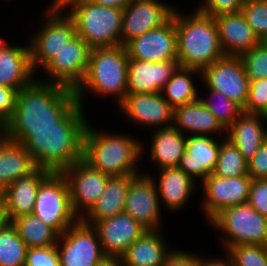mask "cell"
<instances>
[{"instance_id": "cell-5", "label": "cell", "mask_w": 267, "mask_h": 266, "mask_svg": "<svg viewBox=\"0 0 267 266\" xmlns=\"http://www.w3.org/2000/svg\"><path fill=\"white\" fill-rule=\"evenodd\" d=\"M128 61L125 45L90 50L87 73L75 90L77 101L84 109L89 92L90 96L94 93L101 99H114L116 107L124 101L128 86Z\"/></svg>"}, {"instance_id": "cell-26", "label": "cell", "mask_w": 267, "mask_h": 266, "mask_svg": "<svg viewBox=\"0 0 267 266\" xmlns=\"http://www.w3.org/2000/svg\"><path fill=\"white\" fill-rule=\"evenodd\" d=\"M149 148L142 142V156L149 154L151 164L156 170L166 167H177L181 155L186 149L187 136L173 125L167 128L153 129ZM145 145V146H144ZM146 149L148 152H146ZM145 152V153H144Z\"/></svg>"}, {"instance_id": "cell-27", "label": "cell", "mask_w": 267, "mask_h": 266, "mask_svg": "<svg viewBox=\"0 0 267 266\" xmlns=\"http://www.w3.org/2000/svg\"><path fill=\"white\" fill-rule=\"evenodd\" d=\"M52 172L37 168L29 176H25L6 187L4 208L10 222L22 215L33 213L40 184Z\"/></svg>"}, {"instance_id": "cell-14", "label": "cell", "mask_w": 267, "mask_h": 266, "mask_svg": "<svg viewBox=\"0 0 267 266\" xmlns=\"http://www.w3.org/2000/svg\"><path fill=\"white\" fill-rule=\"evenodd\" d=\"M124 120L137 127L153 130L173 125V108L161 92L149 94H126L117 106Z\"/></svg>"}, {"instance_id": "cell-18", "label": "cell", "mask_w": 267, "mask_h": 266, "mask_svg": "<svg viewBox=\"0 0 267 266\" xmlns=\"http://www.w3.org/2000/svg\"><path fill=\"white\" fill-rule=\"evenodd\" d=\"M73 211L81 218L99 199L110 176L91 167L83 159L66 168Z\"/></svg>"}, {"instance_id": "cell-9", "label": "cell", "mask_w": 267, "mask_h": 266, "mask_svg": "<svg viewBox=\"0 0 267 266\" xmlns=\"http://www.w3.org/2000/svg\"><path fill=\"white\" fill-rule=\"evenodd\" d=\"M33 214L59 235L80 219L73 211L69 184L62 173H51L40 184Z\"/></svg>"}, {"instance_id": "cell-50", "label": "cell", "mask_w": 267, "mask_h": 266, "mask_svg": "<svg viewBox=\"0 0 267 266\" xmlns=\"http://www.w3.org/2000/svg\"><path fill=\"white\" fill-rule=\"evenodd\" d=\"M97 266H123V263H122L121 258H110V257H106Z\"/></svg>"}, {"instance_id": "cell-30", "label": "cell", "mask_w": 267, "mask_h": 266, "mask_svg": "<svg viewBox=\"0 0 267 266\" xmlns=\"http://www.w3.org/2000/svg\"><path fill=\"white\" fill-rule=\"evenodd\" d=\"M226 138L248 162L267 139V122L260 114L243 112L227 129Z\"/></svg>"}, {"instance_id": "cell-43", "label": "cell", "mask_w": 267, "mask_h": 266, "mask_svg": "<svg viewBox=\"0 0 267 266\" xmlns=\"http://www.w3.org/2000/svg\"><path fill=\"white\" fill-rule=\"evenodd\" d=\"M248 175L252 179H267V139L247 162Z\"/></svg>"}, {"instance_id": "cell-44", "label": "cell", "mask_w": 267, "mask_h": 266, "mask_svg": "<svg viewBox=\"0 0 267 266\" xmlns=\"http://www.w3.org/2000/svg\"><path fill=\"white\" fill-rule=\"evenodd\" d=\"M248 203L257 212L267 216V179H253Z\"/></svg>"}, {"instance_id": "cell-36", "label": "cell", "mask_w": 267, "mask_h": 266, "mask_svg": "<svg viewBox=\"0 0 267 266\" xmlns=\"http://www.w3.org/2000/svg\"><path fill=\"white\" fill-rule=\"evenodd\" d=\"M27 249L12 223L0 231V266H24Z\"/></svg>"}, {"instance_id": "cell-46", "label": "cell", "mask_w": 267, "mask_h": 266, "mask_svg": "<svg viewBox=\"0 0 267 266\" xmlns=\"http://www.w3.org/2000/svg\"><path fill=\"white\" fill-rule=\"evenodd\" d=\"M176 250L167 258L163 266H201L200 254H195L192 251Z\"/></svg>"}, {"instance_id": "cell-37", "label": "cell", "mask_w": 267, "mask_h": 266, "mask_svg": "<svg viewBox=\"0 0 267 266\" xmlns=\"http://www.w3.org/2000/svg\"><path fill=\"white\" fill-rule=\"evenodd\" d=\"M241 13L259 39L267 41V0H246Z\"/></svg>"}, {"instance_id": "cell-33", "label": "cell", "mask_w": 267, "mask_h": 266, "mask_svg": "<svg viewBox=\"0 0 267 266\" xmlns=\"http://www.w3.org/2000/svg\"><path fill=\"white\" fill-rule=\"evenodd\" d=\"M27 248L47 247L57 244L59 234L33 213L11 221Z\"/></svg>"}, {"instance_id": "cell-35", "label": "cell", "mask_w": 267, "mask_h": 266, "mask_svg": "<svg viewBox=\"0 0 267 266\" xmlns=\"http://www.w3.org/2000/svg\"><path fill=\"white\" fill-rule=\"evenodd\" d=\"M205 89V94L207 95L201 96V94H199V100L207 107L215 118L228 129L243 113L242 108L234 101L227 99L219 91L209 89L208 87L204 88V90Z\"/></svg>"}, {"instance_id": "cell-49", "label": "cell", "mask_w": 267, "mask_h": 266, "mask_svg": "<svg viewBox=\"0 0 267 266\" xmlns=\"http://www.w3.org/2000/svg\"><path fill=\"white\" fill-rule=\"evenodd\" d=\"M6 209L4 205H0V231L3 230L8 224H10Z\"/></svg>"}, {"instance_id": "cell-51", "label": "cell", "mask_w": 267, "mask_h": 266, "mask_svg": "<svg viewBox=\"0 0 267 266\" xmlns=\"http://www.w3.org/2000/svg\"><path fill=\"white\" fill-rule=\"evenodd\" d=\"M7 133V121L0 115V138L4 139Z\"/></svg>"}, {"instance_id": "cell-1", "label": "cell", "mask_w": 267, "mask_h": 266, "mask_svg": "<svg viewBox=\"0 0 267 266\" xmlns=\"http://www.w3.org/2000/svg\"><path fill=\"white\" fill-rule=\"evenodd\" d=\"M84 108L77 102L59 121L58 127L31 130L21 142L37 168L62 173L83 159V137L87 120Z\"/></svg>"}, {"instance_id": "cell-8", "label": "cell", "mask_w": 267, "mask_h": 266, "mask_svg": "<svg viewBox=\"0 0 267 266\" xmlns=\"http://www.w3.org/2000/svg\"><path fill=\"white\" fill-rule=\"evenodd\" d=\"M46 9L41 18L43 25L27 38L36 75L77 35L73 19L59 4Z\"/></svg>"}, {"instance_id": "cell-17", "label": "cell", "mask_w": 267, "mask_h": 266, "mask_svg": "<svg viewBox=\"0 0 267 266\" xmlns=\"http://www.w3.org/2000/svg\"><path fill=\"white\" fill-rule=\"evenodd\" d=\"M125 47L129 59L149 62L178 60L174 11L165 24L131 39Z\"/></svg>"}, {"instance_id": "cell-45", "label": "cell", "mask_w": 267, "mask_h": 266, "mask_svg": "<svg viewBox=\"0 0 267 266\" xmlns=\"http://www.w3.org/2000/svg\"><path fill=\"white\" fill-rule=\"evenodd\" d=\"M18 90L0 85V115L8 121L15 110Z\"/></svg>"}, {"instance_id": "cell-32", "label": "cell", "mask_w": 267, "mask_h": 266, "mask_svg": "<svg viewBox=\"0 0 267 266\" xmlns=\"http://www.w3.org/2000/svg\"><path fill=\"white\" fill-rule=\"evenodd\" d=\"M195 78H201L200 70L179 67L171 79L166 83L161 93L173 109L178 106L195 102L199 99L200 92H203L198 89V84L200 83L199 80H196ZM196 82L198 84H196Z\"/></svg>"}, {"instance_id": "cell-55", "label": "cell", "mask_w": 267, "mask_h": 266, "mask_svg": "<svg viewBox=\"0 0 267 266\" xmlns=\"http://www.w3.org/2000/svg\"><path fill=\"white\" fill-rule=\"evenodd\" d=\"M5 1H7V0H5ZM55 4H57V0H52V1L49 3L48 6H52V5H55Z\"/></svg>"}, {"instance_id": "cell-47", "label": "cell", "mask_w": 267, "mask_h": 266, "mask_svg": "<svg viewBox=\"0 0 267 266\" xmlns=\"http://www.w3.org/2000/svg\"><path fill=\"white\" fill-rule=\"evenodd\" d=\"M223 253H225V256L223 255L220 258H218L217 256L215 257L207 256V258H205L200 255V265L201 266H235L231 255L227 251H223Z\"/></svg>"}, {"instance_id": "cell-42", "label": "cell", "mask_w": 267, "mask_h": 266, "mask_svg": "<svg viewBox=\"0 0 267 266\" xmlns=\"http://www.w3.org/2000/svg\"><path fill=\"white\" fill-rule=\"evenodd\" d=\"M24 266H60L56 245L28 248Z\"/></svg>"}, {"instance_id": "cell-29", "label": "cell", "mask_w": 267, "mask_h": 266, "mask_svg": "<svg viewBox=\"0 0 267 266\" xmlns=\"http://www.w3.org/2000/svg\"><path fill=\"white\" fill-rule=\"evenodd\" d=\"M136 176L124 175L109 177L99 199L80 219L88 225H93L97 221L122 213L129 186Z\"/></svg>"}, {"instance_id": "cell-15", "label": "cell", "mask_w": 267, "mask_h": 266, "mask_svg": "<svg viewBox=\"0 0 267 266\" xmlns=\"http://www.w3.org/2000/svg\"><path fill=\"white\" fill-rule=\"evenodd\" d=\"M167 0H133L123 9L120 44L165 24L176 6Z\"/></svg>"}, {"instance_id": "cell-16", "label": "cell", "mask_w": 267, "mask_h": 266, "mask_svg": "<svg viewBox=\"0 0 267 266\" xmlns=\"http://www.w3.org/2000/svg\"><path fill=\"white\" fill-rule=\"evenodd\" d=\"M162 209L158 190L150 175H137L129 186L124 211L147 230H162Z\"/></svg>"}, {"instance_id": "cell-6", "label": "cell", "mask_w": 267, "mask_h": 266, "mask_svg": "<svg viewBox=\"0 0 267 266\" xmlns=\"http://www.w3.org/2000/svg\"><path fill=\"white\" fill-rule=\"evenodd\" d=\"M59 5L73 19L77 35L91 49L120 45L123 9L89 0H62Z\"/></svg>"}, {"instance_id": "cell-22", "label": "cell", "mask_w": 267, "mask_h": 266, "mask_svg": "<svg viewBox=\"0 0 267 266\" xmlns=\"http://www.w3.org/2000/svg\"><path fill=\"white\" fill-rule=\"evenodd\" d=\"M179 67L178 60L149 62L129 59L127 94L161 92Z\"/></svg>"}, {"instance_id": "cell-13", "label": "cell", "mask_w": 267, "mask_h": 266, "mask_svg": "<svg viewBox=\"0 0 267 266\" xmlns=\"http://www.w3.org/2000/svg\"><path fill=\"white\" fill-rule=\"evenodd\" d=\"M90 50L87 43L76 35L58 55L39 71L43 72L45 78L37 76V79L76 90L87 73Z\"/></svg>"}, {"instance_id": "cell-28", "label": "cell", "mask_w": 267, "mask_h": 266, "mask_svg": "<svg viewBox=\"0 0 267 266\" xmlns=\"http://www.w3.org/2000/svg\"><path fill=\"white\" fill-rule=\"evenodd\" d=\"M160 231L147 230L134 241L121 257L123 266H163L174 249Z\"/></svg>"}, {"instance_id": "cell-48", "label": "cell", "mask_w": 267, "mask_h": 266, "mask_svg": "<svg viewBox=\"0 0 267 266\" xmlns=\"http://www.w3.org/2000/svg\"><path fill=\"white\" fill-rule=\"evenodd\" d=\"M89 1L97 5L124 9L133 0H89Z\"/></svg>"}, {"instance_id": "cell-23", "label": "cell", "mask_w": 267, "mask_h": 266, "mask_svg": "<svg viewBox=\"0 0 267 266\" xmlns=\"http://www.w3.org/2000/svg\"><path fill=\"white\" fill-rule=\"evenodd\" d=\"M214 19L225 55L240 56L262 42L241 12L221 14Z\"/></svg>"}, {"instance_id": "cell-52", "label": "cell", "mask_w": 267, "mask_h": 266, "mask_svg": "<svg viewBox=\"0 0 267 266\" xmlns=\"http://www.w3.org/2000/svg\"><path fill=\"white\" fill-rule=\"evenodd\" d=\"M6 186L0 182V205H4L5 202Z\"/></svg>"}, {"instance_id": "cell-4", "label": "cell", "mask_w": 267, "mask_h": 266, "mask_svg": "<svg viewBox=\"0 0 267 266\" xmlns=\"http://www.w3.org/2000/svg\"><path fill=\"white\" fill-rule=\"evenodd\" d=\"M183 13L176 6L174 21L177 32V58L180 67L202 70L225 54L219 42L214 17L194 9Z\"/></svg>"}, {"instance_id": "cell-21", "label": "cell", "mask_w": 267, "mask_h": 266, "mask_svg": "<svg viewBox=\"0 0 267 266\" xmlns=\"http://www.w3.org/2000/svg\"><path fill=\"white\" fill-rule=\"evenodd\" d=\"M141 170L143 171L142 173L150 175L154 180L158 190L161 207L164 206V208L172 214L183 211L181 209H184V207L187 206L191 199L190 197L196 193L195 191L199 187V184L192 177L185 174L178 167L158 169L157 173L159 175L151 174L150 170Z\"/></svg>"}, {"instance_id": "cell-25", "label": "cell", "mask_w": 267, "mask_h": 266, "mask_svg": "<svg viewBox=\"0 0 267 266\" xmlns=\"http://www.w3.org/2000/svg\"><path fill=\"white\" fill-rule=\"evenodd\" d=\"M12 44L14 41L0 51V85L19 91L31 84L37 75L32 68L29 43Z\"/></svg>"}, {"instance_id": "cell-20", "label": "cell", "mask_w": 267, "mask_h": 266, "mask_svg": "<svg viewBox=\"0 0 267 266\" xmlns=\"http://www.w3.org/2000/svg\"><path fill=\"white\" fill-rule=\"evenodd\" d=\"M223 139L211 135L187 136L186 149L177 167L198 184L201 183L214 172Z\"/></svg>"}, {"instance_id": "cell-11", "label": "cell", "mask_w": 267, "mask_h": 266, "mask_svg": "<svg viewBox=\"0 0 267 266\" xmlns=\"http://www.w3.org/2000/svg\"><path fill=\"white\" fill-rule=\"evenodd\" d=\"M201 88L219 91L227 99L234 101L242 109L248 98V79L240 56L224 55L210 66L201 70Z\"/></svg>"}, {"instance_id": "cell-7", "label": "cell", "mask_w": 267, "mask_h": 266, "mask_svg": "<svg viewBox=\"0 0 267 266\" xmlns=\"http://www.w3.org/2000/svg\"><path fill=\"white\" fill-rule=\"evenodd\" d=\"M216 230L222 251L239 244L267 246V216L257 212L248 202L227 207L208 223Z\"/></svg>"}, {"instance_id": "cell-10", "label": "cell", "mask_w": 267, "mask_h": 266, "mask_svg": "<svg viewBox=\"0 0 267 266\" xmlns=\"http://www.w3.org/2000/svg\"><path fill=\"white\" fill-rule=\"evenodd\" d=\"M56 248L60 266H97L106 258L97 231L81 219L59 235Z\"/></svg>"}, {"instance_id": "cell-12", "label": "cell", "mask_w": 267, "mask_h": 266, "mask_svg": "<svg viewBox=\"0 0 267 266\" xmlns=\"http://www.w3.org/2000/svg\"><path fill=\"white\" fill-rule=\"evenodd\" d=\"M253 179L249 175L222 177L215 174L207 176L199 183L203 197L200 207L209 222L216 214L227 207L248 202Z\"/></svg>"}, {"instance_id": "cell-31", "label": "cell", "mask_w": 267, "mask_h": 266, "mask_svg": "<svg viewBox=\"0 0 267 266\" xmlns=\"http://www.w3.org/2000/svg\"><path fill=\"white\" fill-rule=\"evenodd\" d=\"M37 166L21 143L0 140V182L8 186L16 180L29 176Z\"/></svg>"}, {"instance_id": "cell-2", "label": "cell", "mask_w": 267, "mask_h": 266, "mask_svg": "<svg viewBox=\"0 0 267 266\" xmlns=\"http://www.w3.org/2000/svg\"><path fill=\"white\" fill-rule=\"evenodd\" d=\"M75 90L35 79L18 91L6 139L21 143L31 130L58 127V121L77 103Z\"/></svg>"}, {"instance_id": "cell-34", "label": "cell", "mask_w": 267, "mask_h": 266, "mask_svg": "<svg viewBox=\"0 0 267 266\" xmlns=\"http://www.w3.org/2000/svg\"><path fill=\"white\" fill-rule=\"evenodd\" d=\"M213 174L222 177L248 175L247 161L238 148L227 138L220 143L218 160Z\"/></svg>"}, {"instance_id": "cell-54", "label": "cell", "mask_w": 267, "mask_h": 266, "mask_svg": "<svg viewBox=\"0 0 267 266\" xmlns=\"http://www.w3.org/2000/svg\"><path fill=\"white\" fill-rule=\"evenodd\" d=\"M263 118H264V120L267 122V106H266V108L264 109V111L260 114Z\"/></svg>"}, {"instance_id": "cell-39", "label": "cell", "mask_w": 267, "mask_h": 266, "mask_svg": "<svg viewBox=\"0 0 267 266\" xmlns=\"http://www.w3.org/2000/svg\"><path fill=\"white\" fill-rule=\"evenodd\" d=\"M235 266H267V246L239 244L227 251Z\"/></svg>"}, {"instance_id": "cell-53", "label": "cell", "mask_w": 267, "mask_h": 266, "mask_svg": "<svg viewBox=\"0 0 267 266\" xmlns=\"http://www.w3.org/2000/svg\"><path fill=\"white\" fill-rule=\"evenodd\" d=\"M9 40H6L4 37L2 38L0 36V51L3 50L7 45L10 44V41L8 42Z\"/></svg>"}, {"instance_id": "cell-3", "label": "cell", "mask_w": 267, "mask_h": 266, "mask_svg": "<svg viewBox=\"0 0 267 266\" xmlns=\"http://www.w3.org/2000/svg\"><path fill=\"white\" fill-rule=\"evenodd\" d=\"M142 142L129 131L98 130L88 122L83 137V160L110 177L139 175Z\"/></svg>"}, {"instance_id": "cell-24", "label": "cell", "mask_w": 267, "mask_h": 266, "mask_svg": "<svg viewBox=\"0 0 267 266\" xmlns=\"http://www.w3.org/2000/svg\"><path fill=\"white\" fill-rule=\"evenodd\" d=\"M173 126L186 136L227 137V129L199 99L173 109Z\"/></svg>"}, {"instance_id": "cell-19", "label": "cell", "mask_w": 267, "mask_h": 266, "mask_svg": "<svg viewBox=\"0 0 267 266\" xmlns=\"http://www.w3.org/2000/svg\"><path fill=\"white\" fill-rule=\"evenodd\" d=\"M92 226L98 233L103 253L110 258H121L147 231L125 212L97 221Z\"/></svg>"}, {"instance_id": "cell-40", "label": "cell", "mask_w": 267, "mask_h": 266, "mask_svg": "<svg viewBox=\"0 0 267 266\" xmlns=\"http://www.w3.org/2000/svg\"><path fill=\"white\" fill-rule=\"evenodd\" d=\"M267 106V78L250 81L248 98L243 112L261 114Z\"/></svg>"}, {"instance_id": "cell-38", "label": "cell", "mask_w": 267, "mask_h": 266, "mask_svg": "<svg viewBox=\"0 0 267 266\" xmlns=\"http://www.w3.org/2000/svg\"><path fill=\"white\" fill-rule=\"evenodd\" d=\"M250 81L267 78V41L240 55Z\"/></svg>"}, {"instance_id": "cell-41", "label": "cell", "mask_w": 267, "mask_h": 266, "mask_svg": "<svg viewBox=\"0 0 267 266\" xmlns=\"http://www.w3.org/2000/svg\"><path fill=\"white\" fill-rule=\"evenodd\" d=\"M246 0H200L196 8L212 17L241 12Z\"/></svg>"}]
</instances>
